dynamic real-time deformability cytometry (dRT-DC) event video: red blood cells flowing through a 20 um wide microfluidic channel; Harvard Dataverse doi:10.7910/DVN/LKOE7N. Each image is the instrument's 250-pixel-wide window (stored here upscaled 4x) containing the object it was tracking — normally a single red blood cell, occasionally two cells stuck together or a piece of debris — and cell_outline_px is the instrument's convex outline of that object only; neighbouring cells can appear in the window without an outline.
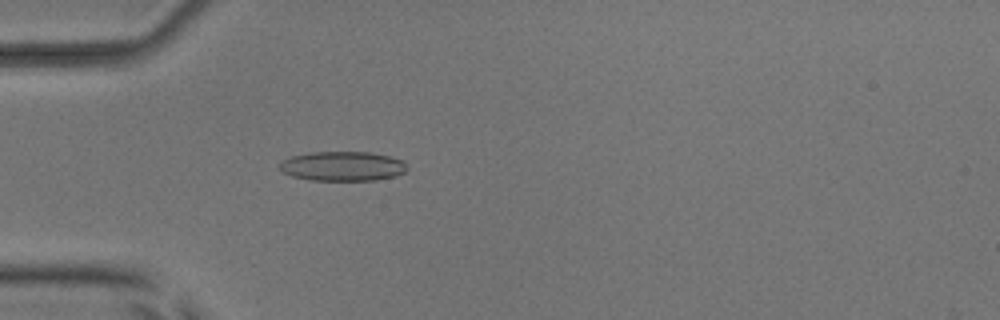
{"species": "common noctule bat (a hibernating species)", "species_latin": "Nyctalus noctula", "temperature_condition": "room temperature", "stored_images_in_passage": 54, "camera_frame_rate_fps": 3000, "um_per_image_px": 0.085, "animal": {"sex": "male", "body_mass_g": 17.9, "forearm_length_mm": 54.2}, "frame": {"image": 1, "passage_image": 17, "time_ms": 5.333, "image_size_px": [1000, 320], "cell_outline_px": [[408, 168], [404, 172], [396, 176], [376, 180], [312, 180], [292, 176], [284, 172], [280, 168], [280, 164], [284, 160], [292, 156], [312, 152], [368, 152], [388, 156], [404, 160]], "centroid_in_image_um": [29.17, 14.13], "position_along_channel_um": 55.8, "area_um2": 21.79}}
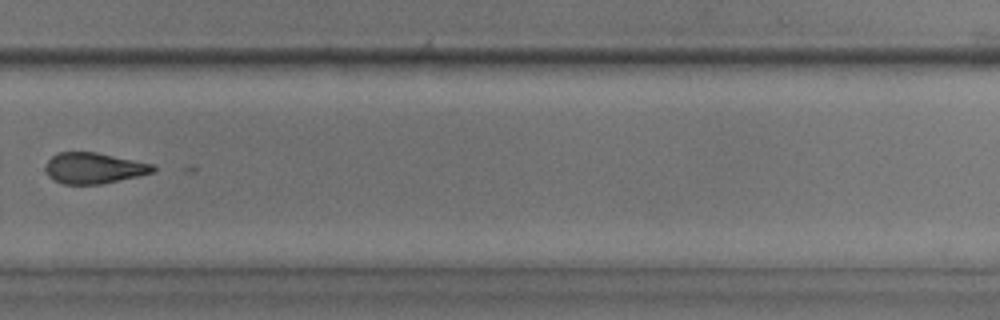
{"frame": {"image": 2, "passage_image": 38, "time_ms": 12.333, "image_size_px": [1000, 320], "cell_outline_px": [[156, 172], [100, 184], [64, 184], [48, 176], [44, 168], [48, 160], [56, 152], [96, 152], [152, 164], [156, 168]], "centroid_in_image_um": [7.96, 14.28], "position_along_channel_um": 321.8, "area_um2": 19.25}}
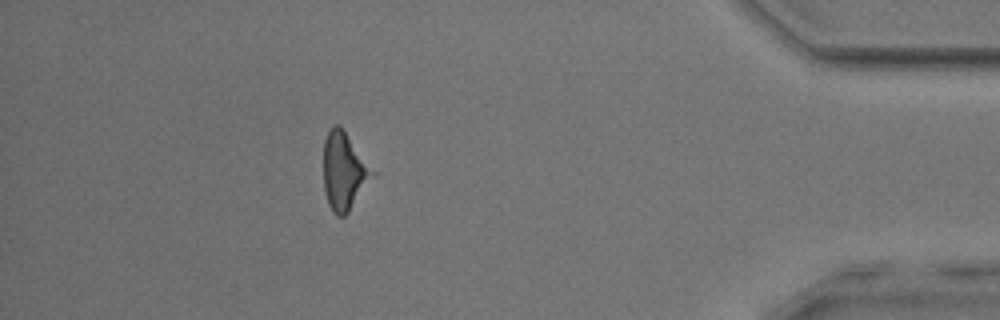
{"frame": {"image": 3, "passage_image": 48, "time_ms": 15.667, "image_size_px": [1000, 320], "cell_outline_px": [[376, 172], [348, 212], [344, 216], [336, 216], [332, 212], [328, 204], [324, 192], [324, 140], [328, 128], [332, 124], [340, 124]], "centroid_in_image_um": [29.22, 14.51], "position_along_channel_um": 406.0, "area_um2": 22.25}}